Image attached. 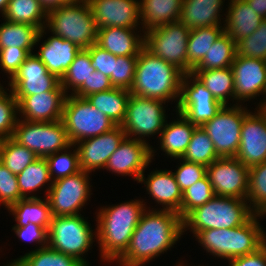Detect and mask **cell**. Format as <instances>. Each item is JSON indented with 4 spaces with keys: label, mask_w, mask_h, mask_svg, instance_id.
<instances>
[{
    "label": "cell",
    "mask_w": 266,
    "mask_h": 266,
    "mask_svg": "<svg viewBox=\"0 0 266 266\" xmlns=\"http://www.w3.org/2000/svg\"><path fill=\"white\" fill-rule=\"evenodd\" d=\"M148 211L142 214L128 248L117 259L120 266L144 265L170 249L183 235V219L178 212Z\"/></svg>",
    "instance_id": "cell-1"
},
{
    "label": "cell",
    "mask_w": 266,
    "mask_h": 266,
    "mask_svg": "<svg viewBox=\"0 0 266 266\" xmlns=\"http://www.w3.org/2000/svg\"><path fill=\"white\" fill-rule=\"evenodd\" d=\"M143 201L135 200L102 208L97 213L98 244L103 261L118 259L128 248L132 234L146 210Z\"/></svg>",
    "instance_id": "cell-2"
},
{
    "label": "cell",
    "mask_w": 266,
    "mask_h": 266,
    "mask_svg": "<svg viewBox=\"0 0 266 266\" xmlns=\"http://www.w3.org/2000/svg\"><path fill=\"white\" fill-rule=\"evenodd\" d=\"M183 75L176 66L154 56L144 47L138 55L134 82L129 91L150 99H177Z\"/></svg>",
    "instance_id": "cell-3"
},
{
    "label": "cell",
    "mask_w": 266,
    "mask_h": 266,
    "mask_svg": "<svg viewBox=\"0 0 266 266\" xmlns=\"http://www.w3.org/2000/svg\"><path fill=\"white\" fill-rule=\"evenodd\" d=\"M254 214L245 224L229 229H206L199 231L195 237L207 252L215 257L231 260L253 253L266 243V233L259 226Z\"/></svg>",
    "instance_id": "cell-4"
},
{
    "label": "cell",
    "mask_w": 266,
    "mask_h": 266,
    "mask_svg": "<svg viewBox=\"0 0 266 266\" xmlns=\"http://www.w3.org/2000/svg\"><path fill=\"white\" fill-rule=\"evenodd\" d=\"M254 214L246 199L214 196L183 219V230L189 227L195 236L206 229L235 228L245 224Z\"/></svg>",
    "instance_id": "cell-5"
},
{
    "label": "cell",
    "mask_w": 266,
    "mask_h": 266,
    "mask_svg": "<svg viewBox=\"0 0 266 266\" xmlns=\"http://www.w3.org/2000/svg\"><path fill=\"white\" fill-rule=\"evenodd\" d=\"M46 25L54 35L81 49L96 43L97 26L88 1L70 2L48 12Z\"/></svg>",
    "instance_id": "cell-6"
},
{
    "label": "cell",
    "mask_w": 266,
    "mask_h": 266,
    "mask_svg": "<svg viewBox=\"0 0 266 266\" xmlns=\"http://www.w3.org/2000/svg\"><path fill=\"white\" fill-rule=\"evenodd\" d=\"M62 122L69 142L74 147L77 142L99 136L117 126L105 114L93 107L86 98L72 94L66 95Z\"/></svg>",
    "instance_id": "cell-7"
},
{
    "label": "cell",
    "mask_w": 266,
    "mask_h": 266,
    "mask_svg": "<svg viewBox=\"0 0 266 266\" xmlns=\"http://www.w3.org/2000/svg\"><path fill=\"white\" fill-rule=\"evenodd\" d=\"M92 232L89 223L81 214L52 216L48 229V247L72 256L84 266H88L83 254L91 249L94 236Z\"/></svg>",
    "instance_id": "cell-8"
},
{
    "label": "cell",
    "mask_w": 266,
    "mask_h": 266,
    "mask_svg": "<svg viewBox=\"0 0 266 266\" xmlns=\"http://www.w3.org/2000/svg\"><path fill=\"white\" fill-rule=\"evenodd\" d=\"M12 139L37 157H46L71 145L62 120L32 122L18 119Z\"/></svg>",
    "instance_id": "cell-9"
},
{
    "label": "cell",
    "mask_w": 266,
    "mask_h": 266,
    "mask_svg": "<svg viewBox=\"0 0 266 266\" xmlns=\"http://www.w3.org/2000/svg\"><path fill=\"white\" fill-rule=\"evenodd\" d=\"M143 32L148 51L187 74L189 28L177 21Z\"/></svg>",
    "instance_id": "cell-10"
},
{
    "label": "cell",
    "mask_w": 266,
    "mask_h": 266,
    "mask_svg": "<svg viewBox=\"0 0 266 266\" xmlns=\"http://www.w3.org/2000/svg\"><path fill=\"white\" fill-rule=\"evenodd\" d=\"M249 110L238 106L223 105L216 115L201 127L213 142L219 157H235L241 136V126Z\"/></svg>",
    "instance_id": "cell-11"
},
{
    "label": "cell",
    "mask_w": 266,
    "mask_h": 266,
    "mask_svg": "<svg viewBox=\"0 0 266 266\" xmlns=\"http://www.w3.org/2000/svg\"><path fill=\"white\" fill-rule=\"evenodd\" d=\"M165 101L131 94L126 107L122 128L126 137L146 142L143 137L158 134L165 125ZM141 137V138H140ZM139 138V139H138ZM143 138V139H142Z\"/></svg>",
    "instance_id": "cell-12"
},
{
    "label": "cell",
    "mask_w": 266,
    "mask_h": 266,
    "mask_svg": "<svg viewBox=\"0 0 266 266\" xmlns=\"http://www.w3.org/2000/svg\"><path fill=\"white\" fill-rule=\"evenodd\" d=\"M89 173H78L57 179L47 188L46 198L52 216H74L85 205L90 196Z\"/></svg>",
    "instance_id": "cell-13"
},
{
    "label": "cell",
    "mask_w": 266,
    "mask_h": 266,
    "mask_svg": "<svg viewBox=\"0 0 266 266\" xmlns=\"http://www.w3.org/2000/svg\"><path fill=\"white\" fill-rule=\"evenodd\" d=\"M176 105L178 113L198 127L211 120L223 106L192 73L183 75Z\"/></svg>",
    "instance_id": "cell-14"
},
{
    "label": "cell",
    "mask_w": 266,
    "mask_h": 266,
    "mask_svg": "<svg viewBox=\"0 0 266 266\" xmlns=\"http://www.w3.org/2000/svg\"><path fill=\"white\" fill-rule=\"evenodd\" d=\"M206 175L215 196L246 199L249 167L236 157H219L206 166Z\"/></svg>",
    "instance_id": "cell-15"
},
{
    "label": "cell",
    "mask_w": 266,
    "mask_h": 266,
    "mask_svg": "<svg viewBox=\"0 0 266 266\" xmlns=\"http://www.w3.org/2000/svg\"><path fill=\"white\" fill-rule=\"evenodd\" d=\"M9 82L10 91L17 102L25 96L53 91L60 84V80L50 74L47 67L33 53L27 56Z\"/></svg>",
    "instance_id": "cell-16"
},
{
    "label": "cell",
    "mask_w": 266,
    "mask_h": 266,
    "mask_svg": "<svg viewBox=\"0 0 266 266\" xmlns=\"http://www.w3.org/2000/svg\"><path fill=\"white\" fill-rule=\"evenodd\" d=\"M234 74L235 100H248L266 95V61L236 55L231 65ZM259 108H266V99Z\"/></svg>",
    "instance_id": "cell-17"
},
{
    "label": "cell",
    "mask_w": 266,
    "mask_h": 266,
    "mask_svg": "<svg viewBox=\"0 0 266 266\" xmlns=\"http://www.w3.org/2000/svg\"><path fill=\"white\" fill-rule=\"evenodd\" d=\"M235 157L249 168L266 161V108L244 117Z\"/></svg>",
    "instance_id": "cell-18"
},
{
    "label": "cell",
    "mask_w": 266,
    "mask_h": 266,
    "mask_svg": "<svg viewBox=\"0 0 266 266\" xmlns=\"http://www.w3.org/2000/svg\"><path fill=\"white\" fill-rule=\"evenodd\" d=\"M154 150L147 142L125 137L108 159L105 168L123 175H133L139 181L145 168L154 156ZM153 154V155H152Z\"/></svg>",
    "instance_id": "cell-19"
},
{
    "label": "cell",
    "mask_w": 266,
    "mask_h": 266,
    "mask_svg": "<svg viewBox=\"0 0 266 266\" xmlns=\"http://www.w3.org/2000/svg\"><path fill=\"white\" fill-rule=\"evenodd\" d=\"M125 137L122 126H116L99 136L77 142L75 145L79 144L77 150L81 170L90 173L105 168L108 159Z\"/></svg>",
    "instance_id": "cell-20"
},
{
    "label": "cell",
    "mask_w": 266,
    "mask_h": 266,
    "mask_svg": "<svg viewBox=\"0 0 266 266\" xmlns=\"http://www.w3.org/2000/svg\"><path fill=\"white\" fill-rule=\"evenodd\" d=\"M97 28H133L140 20V2L137 0H87Z\"/></svg>",
    "instance_id": "cell-21"
},
{
    "label": "cell",
    "mask_w": 266,
    "mask_h": 266,
    "mask_svg": "<svg viewBox=\"0 0 266 266\" xmlns=\"http://www.w3.org/2000/svg\"><path fill=\"white\" fill-rule=\"evenodd\" d=\"M66 93L59 84L53 91L25 96L18 102V113L32 122H53L62 120Z\"/></svg>",
    "instance_id": "cell-22"
},
{
    "label": "cell",
    "mask_w": 266,
    "mask_h": 266,
    "mask_svg": "<svg viewBox=\"0 0 266 266\" xmlns=\"http://www.w3.org/2000/svg\"><path fill=\"white\" fill-rule=\"evenodd\" d=\"M80 50L81 48L71 41L53 34L42 43L40 51L35 55L47 67L50 74L61 80Z\"/></svg>",
    "instance_id": "cell-23"
},
{
    "label": "cell",
    "mask_w": 266,
    "mask_h": 266,
    "mask_svg": "<svg viewBox=\"0 0 266 266\" xmlns=\"http://www.w3.org/2000/svg\"><path fill=\"white\" fill-rule=\"evenodd\" d=\"M138 182H144L148 193L158 204L162 203L161 205H164V210L178 212L181 216L183 192L178 186L172 171H154L148 175L146 180L143 173Z\"/></svg>",
    "instance_id": "cell-24"
},
{
    "label": "cell",
    "mask_w": 266,
    "mask_h": 266,
    "mask_svg": "<svg viewBox=\"0 0 266 266\" xmlns=\"http://www.w3.org/2000/svg\"><path fill=\"white\" fill-rule=\"evenodd\" d=\"M134 30L122 27L98 28L96 44L115 56L139 55L145 46V37L136 35Z\"/></svg>",
    "instance_id": "cell-25"
},
{
    "label": "cell",
    "mask_w": 266,
    "mask_h": 266,
    "mask_svg": "<svg viewBox=\"0 0 266 266\" xmlns=\"http://www.w3.org/2000/svg\"><path fill=\"white\" fill-rule=\"evenodd\" d=\"M228 8L224 30L236 43L251 35L264 20L246 0H231Z\"/></svg>",
    "instance_id": "cell-26"
},
{
    "label": "cell",
    "mask_w": 266,
    "mask_h": 266,
    "mask_svg": "<svg viewBox=\"0 0 266 266\" xmlns=\"http://www.w3.org/2000/svg\"><path fill=\"white\" fill-rule=\"evenodd\" d=\"M223 0H183L179 21L187 28L220 26Z\"/></svg>",
    "instance_id": "cell-27"
},
{
    "label": "cell",
    "mask_w": 266,
    "mask_h": 266,
    "mask_svg": "<svg viewBox=\"0 0 266 266\" xmlns=\"http://www.w3.org/2000/svg\"><path fill=\"white\" fill-rule=\"evenodd\" d=\"M179 119L171 123H165L159 134L161 149L167 156L182 158L190 143L192 134L197 127L178 113Z\"/></svg>",
    "instance_id": "cell-28"
},
{
    "label": "cell",
    "mask_w": 266,
    "mask_h": 266,
    "mask_svg": "<svg viewBox=\"0 0 266 266\" xmlns=\"http://www.w3.org/2000/svg\"><path fill=\"white\" fill-rule=\"evenodd\" d=\"M140 18L146 31L180 19L183 0H140Z\"/></svg>",
    "instance_id": "cell-29"
},
{
    "label": "cell",
    "mask_w": 266,
    "mask_h": 266,
    "mask_svg": "<svg viewBox=\"0 0 266 266\" xmlns=\"http://www.w3.org/2000/svg\"><path fill=\"white\" fill-rule=\"evenodd\" d=\"M131 93L124 88H111L86 97L87 101L117 126H121L126 114L127 102Z\"/></svg>",
    "instance_id": "cell-30"
},
{
    "label": "cell",
    "mask_w": 266,
    "mask_h": 266,
    "mask_svg": "<svg viewBox=\"0 0 266 266\" xmlns=\"http://www.w3.org/2000/svg\"><path fill=\"white\" fill-rule=\"evenodd\" d=\"M8 210L15 216L17 224L14 227H23L32 223L49 229L52 214L47 198L43 200L41 198H24Z\"/></svg>",
    "instance_id": "cell-31"
},
{
    "label": "cell",
    "mask_w": 266,
    "mask_h": 266,
    "mask_svg": "<svg viewBox=\"0 0 266 266\" xmlns=\"http://www.w3.org/2000/svg\"><path fill=\"white\" fill-rule=\"evenodd\" d=\"M219 101L227 105L228 96L235 100L234 74L231 67L210 70H192L191 72Z\"/></svg>",
    "instance_id": "cell-32"
},
{
    "label": "cell",
    "mask_w": 266,
    "mask_h": 266,
    "mask_svg": "<svg viewBox=\"0 0 266 266\" xmlns=\"http://www.w3.org/2000/svg\"><path fill=\"white\" fill-rule=\"evenodd\" d=\"M222 26H209L191 29L187 44V74L202 61L212 44L224 32Z\"/></svg>",
    "instance_id": "cell-33"
},
{
    "label": "cell",
    "mask_w": 266,
    "mask_h": 266,
    "mask_svg": "<svg viewBox=\"0 0 266 266\" xmlns=\"http://www.w3.org/2000/svg\"><path fill=\"white\" fill-rule=\"evenodd\" d=\"M44 29L39 30L33 25L5 20L0 25V48H33L41 40V37H43V33H45Z\"/></svg>",
    "instance_id": "cell-34"
},
{
    "label": "cell",
    "mask_w": 266,
    "mask_h": 266,
    "mask_svg": "<svg viewBox=\"0 0 266 266\" xmlns=\"http://www.w3.org/2000/svg\"><path fill=\"white\" fill-rule=\"evenodd\" d=\"M47 15L48 13L39 0H9L7 9L3 14L7 21L33 25L39 30L47 28L45 25Z\"/></svg>",
    "instance_id": "cell-35"
},
{
    "label": "cell",
    "mask_w": 266,
    "mask_h": 266,
    "mask_svg": "<svg viewBox=\"0 0 266 266\" xmlns=\"http://www.w3.org/2000/svg\"><path fill=\"white\" fill-rule=\"evenodd\" d=\"M236 56V42L224 31L193 70L231 67Z\"/></svg>",
    "instance_id": "cell-36"
},
{
    "label": "cell",
    "mask_w": 266,
    "mask_h": 266,
    "mask_svg": "<svg viewBox=\"0 0 266 266\" xmlns=\"http://www.w3.org/2000/svg\"><path fill=\"white\" fill-rule=\"evenodd\" d=\"M7 266H84L76 258L47 247H39Z\"/></svg>",
    "instance_id": "cell-37"
},
{
    "label": "cell",
    "mask_w": 266,
    "mask_h": 266,
    "mask_svg": "<svg viewBox=\"0 0 266 266\" xmlns=\"http://www.w3.org/2000/svg\"><path fill=\"white\" fill-rule=\"evenodd\" d=\"M16 177L23 198H38L27 194L42 188L45 183L53 182L50 178L48 162L45 157H38Z\"/></svg>",
    "instance_id": "cell-38"
},
{
    "label": "cell",
    "mask_w": 266,
    "mask_h": 266,
    "mask_svg": "<svg viewBox=\"0 0 266 266\" xmlns=\"http://www.w3.org/2000/svg\"><path fill=\"white\" fill-rule=\"evenodd\" d=\"M37 158L31 150L21 146L12 138L0 140V161L14 175L20 174Z\"/></svg>",
    "instance_id": "cell-39"
},
{
    "label": "cell",
    "mask_w": 266,
    "mask_h": 266,
    "mask_svg": "<svg viewBox=\"0 0 266 266\" xmlns=\"http://www.w3.org/2000/svg\"><path fill=\"white\" fill-rule=\"evenodd\" d=\"M218 158L210 137L202 127L197 126L182 159L209 166Z\"/></svg>",
    "instance_id": "cell-40"
},
{
    "label": "cell",
    "mask_w": 266,
    "mask_h": 266,
    "mask_svg": "<svg viewBox=\"0 0 266 266\" xmlns=\"http://www.w3.org/2000/svg\"><path fill=\"white\" fill-rule=\"evenodd\" d=\"M246 200L255 214H266V161L249 168Z\"/></svg>",
    "instance_id": "cell-41"
},
{
    "label": "cell",
    "mask_w": 266,
    "mask_h": 266,
    "mask_svg": "<svg viewBox=\"0 0 266 266\" xmlns=\"http://www.w3.org/2000/svg\"><path fill=\"white\" fill-rule=\"evenodd\" d=\"M94 71L96 69L91 64L89 51L81 49L60 80L66 95L71 87L72 92H75L83 83H87L88 77Z\"/></svg>",
    "instance_id": "cell-42"
},
{
    "label": "cell",
    "mask_w": 266,
    "mask_h": 266,
    "mask_svg": "<svg viewBox=\"0 0 266 266\" xmlns=\"http://www.w3.org/2000/svg\"><path fill=\"white\" fill-rule=\"evenodd\" d=\"M71 146L73 147V145H70L63 151L64 153L60 151L61 154H59L58 151L45 157L48 162L51 180L55 181L81 171L78 150L75 149L73 153H71V151H69V153L68 149L71 148Z\"/></svg>",
    "instance_id": "cell-43"
},
{
    "label": "cell",
    "mask_w": 266,
    "mask_h": 266,
    "mask_svg": "<svg viewBox=\"0 0 266 266\" xmlns=\"http://www.w3.org/2000/svg\"><path fill=\"white\" fill-rule=\"evenodd\" d=\"M215 196L207 175L189 186L183 192L181 218L184 219L192 210L204 205Z\"/></svg>",
    "instance_id": "cell-44"
},
{
    "label": "cell",
    "mask_w": 266,
    "mask_h": 266,
    "mask_svg": "<svg viewBox=\"0 0 266 266\" xmlns=\"http://www.w3.org/2000/svg\"><path fill=\"white\" fill-rule=\"evenodd\" d=\"M236 55L266 61V19L251 35L236 43Z\"/></svg>",
    "instance_id": "cell-45"
},
{
    "label": "cell",
    "mask_w": 266,
    "mask_h": 266,
    "mask_svg": "<svg viewBox=\"0 0 266 266\" xmlns=\"http://www.w3.org/2000/svg\"><path fill=\"white\" fill-rule=\"evenodd\" d=\"M8 95L5 89L0 91V140L12 138L18 121V102L12 91Z\"/></svg>",
    "instance_id": "cell-46"
},
{
    "label": "cell",
    "mask_w": 266,
    "mask_h": 266,
    "mask_svg": "<svg viewBox=\"0 0 266 266\" xmlns=\"http://www.w3.org/2000/svg\"><path fill=\"white\" fill-rule=\"evenodd\" d=\"M138 55L116 56L110 80L115 88L130 90L136 71Z\"/></svg>",
    "instance_id": "cell-47"
},
{
    "label": "cell",
    "mask_w": 266,
    "mask_h": 266,
    "mask_svg": "<svg viewBox=\"0 0 266 266\" xmlns=\"http://www.w3.org/2000/svg\"><path fill=\"white\" fill-rule=\"evenodd\" d=\"M21 199L24 198L19 191L16 175L0 161V203L10 208Z\"/></svg>",
    "instance_id": "cell-48"
},
{
    "label": "cell",
    "mask_w": 266,
    "mask_h": 266,
    "mask_svg": "<svg viewBox=\"0 0 266 266\" xmlns=\"http://www.w3.org/2000/svg\"><path fill=\"white\" fill-rule=\"evenodd\" d=\"M180 159L182 164L178 167L174 174L175 180L180 187L181 191L184 192L189 186L196 183L206 175V166L199 163L189 162L182 158Z\"/></svg>",
    "instance_id": "cell-49"
},
{
    "label": "cell",
    "mask_w": 266,
    "mask_h": 266,
    "mask_svg": "<svg viewBox=\"0 0 266 266\" xmlns=\"http://www.w3.org/2000/svg\"><path fill=\"white\" fill-rule=\"evenodd\" d=\"M33 48L5 47L0 48V66L11 79L18 71L20 65L27 56L32 53Z\"/></svg>",
    "instance_id": "cell-50"
},
{
    "label": "cell",
    "mask_w": 266,
    "mask_h": 266,
    "mask_svg": "<svg viewBox=\"0 0 266 266\" xmlns=\"http://www.w3.org/2000/svg\"><path fill=\"white\" fill-rule=\"evenodd\" d=\"M111 88H114V86L112 85L110 78L99 71H94L92 75L88 77L87 83H83L71 94L80 98H86L91 94L107 91Z\"/></svg>",
    "instance_id": "cell-51"
},
{
    "label": "cell",
    "mask_w": 266,
    "mask_h": 266,
    "mask_svg": "<svg viewBox=\"0 0 266 266\" xmlns=\"http://www.w3.org/2000/svg\"><path fill=\"white\" fill-rule=\"evenodd\" d=\"M91 57V64L96 69L109 77L112 75L116 56L98 46L96 43L87 48Z\"/></svg>",
    "instance_id": "cell-52"
},
{
    "label": "cell",
    "mask_w": 266,
    "mask_h": 266,
    "mask_svg": "<svg viewBox=\"0 0 266 266\" xmlns=\"http://www.w3.org/2000/svg\"><path fill=\"white\" fill-rule=\"evenodd\" d=\"M16 235L25 241L41 243V247L48 246V230L45 227L29 223L23 227H13Z\"/></svg>",
    "instance_id": "cell-53"
},
{
    "label": "cell",
    "mask_w": 266,
    "mask_h": 266,
    "mask_svg": "<svg viewBox=\"0 0 266 266\" xmlns=\"http://www.w3.org/2000/svg\"><path fill=\"white\" fill-rule=\"evenodd\" d=\"M230 266H266V243L257 251L229 260Z\"/></svg>",
    "instance_id": "cell-54"
},
{
    "label": "cell",
    "mask_w": 266,
    "mask_h": 266,
    "mask_svg": "<svg viewBox=\"0 0 266 266\" xmlns=\"http://www.w3.org/2000/svg\"><path fill=\"white\" fill-rule=\"evenodd\" d=\"M253 11L261 18L266 19V0H246Z\"/></svg>",
    "instance_id": "cell-55"
},
{
    "label": "cell",
    "mask_w": 266,
    "mask_h": 266,
    "mask_svg": "<svg viewBox=\"0 0 266 266\" xmlns=\"http://www.w3.org/2000/svg\"><path fill=\"white\" fill-rule=\"evenodd\" d=\"M39 1L47 13L52 9L59 8L60 6L69 3L67 0H39Z\"/></svg>",
    "instance_id": "cell-56"
},
{
    "label": "cell",
    "mask_w": 266,
    "mask_h": 266,
    "mask_svg": "<svg viewBox=\"0 0 266 266\" xmlns=\"http://www.w3.org/2000/svg\"><path fill=\"white\" fill-rule=\"evenodd\" d=\"M9 0H0V11L2 15L5 13Z\"/></svg>",
    "instance_id": "cell-57"
},
{
    "label": "cell",
    "mask_w": 266,
    "mask_h": 266,
    "mask_svg": "<svg viewBox=\"0 0 266 266\" xmlns=\"http://www.w3.org/2000/svg\"><path fill=\"white\" fill-rule=\"evenodd\" d=\"M69 3L70 2H82V1H87V0H67Z\"/></svg>",
    "instance_id": "cell-58"
}]
</instances>
